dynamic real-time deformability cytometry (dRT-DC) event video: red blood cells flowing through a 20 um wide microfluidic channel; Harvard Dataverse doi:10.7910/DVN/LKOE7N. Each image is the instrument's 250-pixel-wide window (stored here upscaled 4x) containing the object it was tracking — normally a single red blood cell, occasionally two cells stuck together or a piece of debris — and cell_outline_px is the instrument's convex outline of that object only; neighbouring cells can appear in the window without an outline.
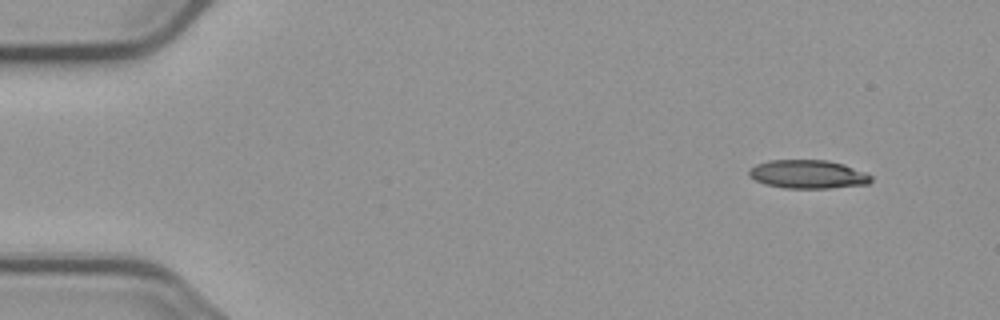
{"species": "common noctule bat (a hibernating species)", "species_latin": "Nyctalus noctula", "temperature_condition": "cold", "stored_images_in_passage": 3, "camera_frame_rate_fps": 3000, "um_per_image_px": 0.085, "animal": {"sex": "male", "body_mass_g": 23.1, "forearm_length_mm": 52.7}, "frame": {"image": 1, "passage_image": 1, "time_ms": 0.0, "image_size_px": [1000, 320], "cell_outline_px": [[872, 180], [868, 184], [832, 188], [784, 188], [764, 184], [748, 176], [748, 172], [756, 164], [768, 160], [828, 160], [844, 164], [868, 172], [872, 176]], "centroid_in_image_um": [68.71, 14.81], "position_along_channel_um": 16.3, "area_um2": 20.52}}
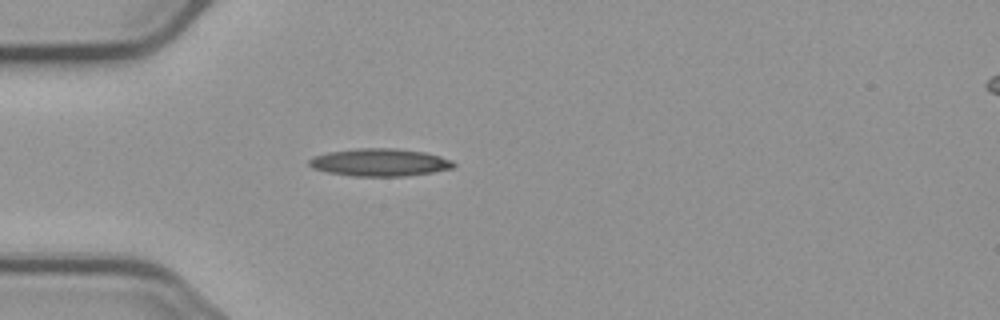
{"frame": {"image": 2, "passage_image": 3, "time_ms": 3.667, "image_size_px": [1000, 320], "cell_outline_px": [[456, 164], [452, 168], [432, 172], [404, 176], [352, 176], [328, 172], [312, 168], [308, 164], [308, 160], [312, 156], [328, 152], [360, 148], [396, 148], [424, 152], [440, 156], [452, 160]], "centroid_in_image_um": [32.25, 13.8], "position_along_channel_um": 52.7, "area_um2": 23.24}}